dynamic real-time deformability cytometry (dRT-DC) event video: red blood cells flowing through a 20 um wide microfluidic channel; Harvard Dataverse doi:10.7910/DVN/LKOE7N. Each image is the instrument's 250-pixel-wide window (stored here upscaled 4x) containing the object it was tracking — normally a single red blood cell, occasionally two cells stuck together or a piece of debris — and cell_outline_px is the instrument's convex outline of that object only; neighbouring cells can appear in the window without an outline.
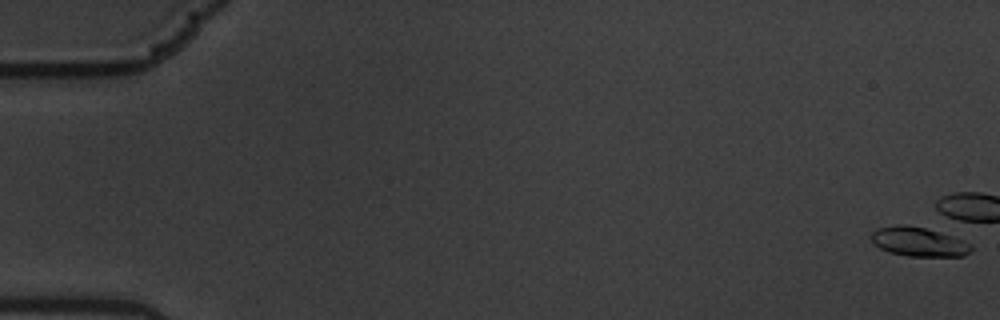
{"species": "common noctule bat (a hibernating species)", "species_latin": "Nyctalus noctula", "temperature_condition": "warm", "stored_images_in_passage": 2, "camera_frame_rate_fps": 3000, "um_per_image_px": 0.085, "animal": {"sex": "male", "body_mass_g": 19.5, "forearm_length_mm": 54.6}, "frame": {"image": 1, "passage_image": 1, "time_ms": 0.0, "image_size_px": [1000, 320], "cell_outline_px": [[972, 248], [964, 256], [908, 256], [888, 252], [872, 244], [872, 232], [880, 228], [896, 224], [904, 224], [924, 228], [952, 236], [972, 244]], "centroid_in_image_um": [78.06, 20.56], "position_along_channel_um": 6.9, "area_um2": 16.88}}